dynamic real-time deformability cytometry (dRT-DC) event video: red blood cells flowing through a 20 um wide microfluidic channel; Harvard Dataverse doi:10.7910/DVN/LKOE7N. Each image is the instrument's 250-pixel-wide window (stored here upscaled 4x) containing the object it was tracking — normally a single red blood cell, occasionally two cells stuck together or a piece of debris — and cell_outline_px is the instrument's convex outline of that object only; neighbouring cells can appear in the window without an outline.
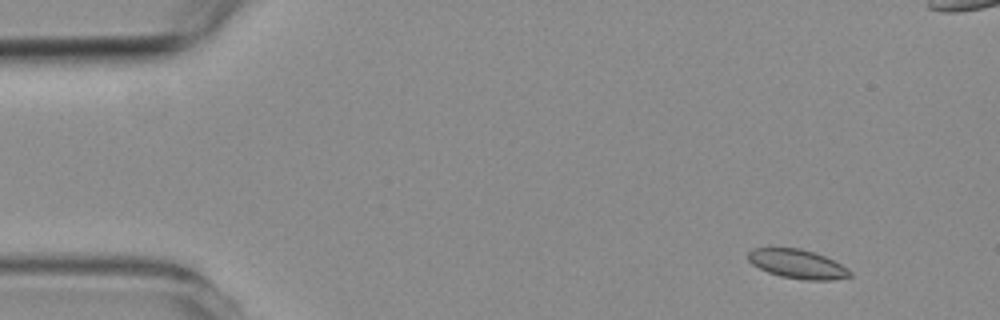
{"species": "common noctule bat (a hibernating species)", "species_latin": "Nyctalus noctula", "temperature_condition": "room temperature", "stored_images_in_passage": 4, "camera_frame_rate_fps": 3000, "um_per_image_px": 0.085, "animal": {"sex": "female", "body_mass_g": 19.3, "forearm_length_mm": 54.1}, "frame": {"image": 1, "passage_image": 1, "time_ms": 0.0, "image_size_px": [1000, 320], "cell_outline_px": [[852, 276], [832, 280], [804, 280], [780, 276], [768, 272], [752, 264], [748, 260], [748, 252], [752, 248], [800, 248], [816, 252], [848, 268], [852, 272]], "centroid_in_image_um": [67.79, 22.44], "position_along_channel_um": 17.2, "area_um2": 17.28}}